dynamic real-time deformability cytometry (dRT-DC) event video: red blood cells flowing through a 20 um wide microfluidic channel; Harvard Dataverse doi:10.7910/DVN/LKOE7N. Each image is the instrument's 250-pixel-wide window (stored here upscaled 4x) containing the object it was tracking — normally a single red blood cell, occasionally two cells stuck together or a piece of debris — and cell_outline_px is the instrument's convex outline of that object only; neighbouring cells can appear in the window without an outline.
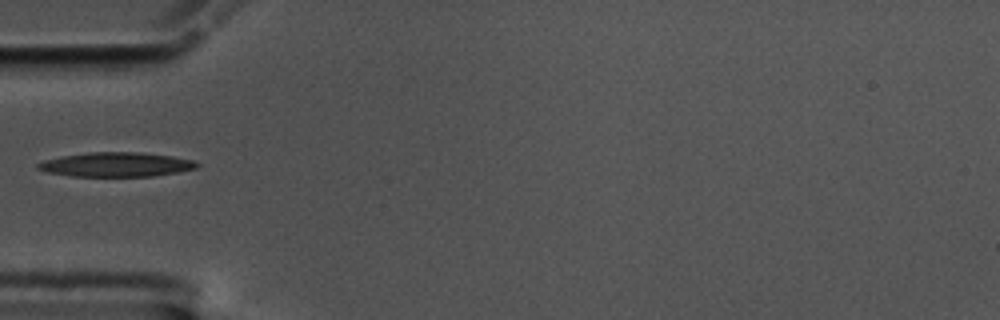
{"species": "common noctule bat (a hibernating species)", "species_latin": "Nyctalus noctula", "temperature_condition": "cold", "stored_images_in_passage": 38, "camera_frame_rate_fps": 3000, "um_per_image_px": 0.085, "animal": {"sex": "male", "body_mass_g": 17.5, "forearm_length_mm": 52.3}, "frame": {"image": 1, "passage_image": 1, "time_ms": 0.0, "image_size_px": [1000, 320], "cell_outline_px": [[200, 164], [196, 168], [180, 172], [156, 176], [72, 176], [48, 172], [36, 168], [36, 164], [44, 160], [60, 156], [88, 152], [140, 152], [172, 156], [192, 160]], "centroid_in_image_um": [9.88, 13.98], "position_along_channel_um": 75.1, "area_um2": 22.66}}